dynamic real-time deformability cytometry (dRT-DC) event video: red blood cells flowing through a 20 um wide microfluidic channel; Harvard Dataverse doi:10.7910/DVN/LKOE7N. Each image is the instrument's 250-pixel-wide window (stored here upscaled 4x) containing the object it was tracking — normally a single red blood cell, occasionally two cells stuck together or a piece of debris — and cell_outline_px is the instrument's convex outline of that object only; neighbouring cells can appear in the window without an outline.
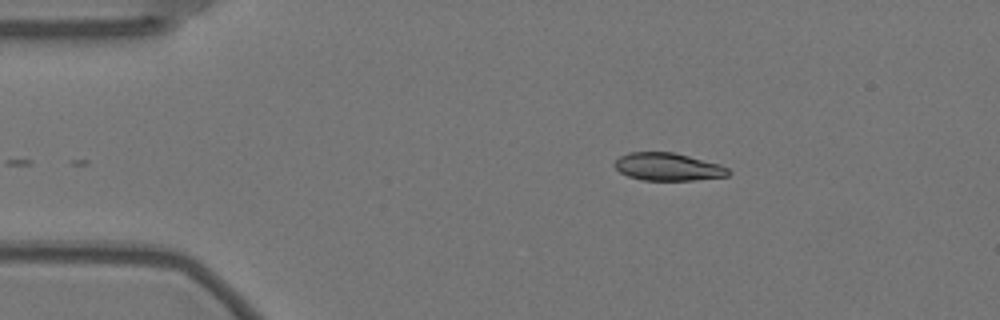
{"species": "Egyptian fruit bat (a non-hibernating species)", "species_latin": "Rousettus aegyptiacus", "temperature_condition": "warm", "stored_images_in_passage": 41, "camera_frame_rate_fps": 3000, "um_per_image_px": 0.085, "animal": {"sex": "female"}, "frame": {"image": 1, "passage_image": 1, "time_ms": 0.0, "image_size_px": [1000, 320], "cell_outline_px": [[732, 172], [728, 176], [692, 180], [644, 180], [628, 176], [620, 172], [612, 164], [620, 156], [628, 152], [672, 152], [720, 164], [728, 168]], "centroid_in_image_um": [56.77, 14.18], "position_along_channel_um": 28.2, "area_um2": 18.32}}
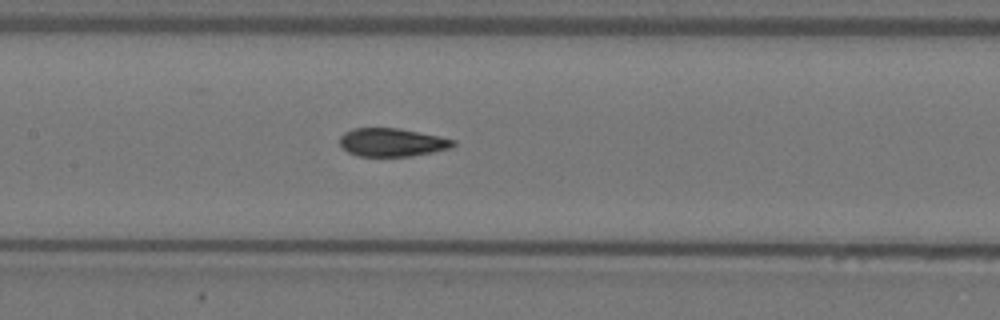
{"frame": {"image": 2, "passage_image": 18, "time_ms": 5.667, "image_size_px": [1000, 320], "cell_outline_px": [[456, 144], [452, 148], [412, 156], [360, 156], [348, 152], [340, 144], [340, 136], [344, 132], [352, 128], [396, 128], [456, 140]], "centroid_in_image_um": [33.31, 12.1], "position_along_channel_um": 174.1, "area_um2": 18.5}}
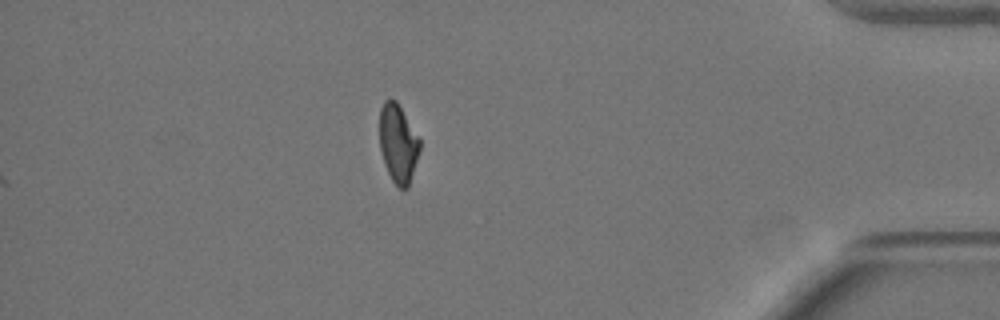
{"frame": {"image": 3, "passage_image": 41, "time_ms": 13.333, "image_size_px": [1000, 320], "cell_outline_px": [[420, 152], [408, 188], [400, 188], [392, 180], [384, 164], [380, 148], [380, 108], [384, 100], [396, 100], [420, 140]], "centroid_in_image_um": [33.84, 12.21], "position_along_channel_um": 401.4, "area_um2": 18.21}, "authors_computed_cell_mechanics": {"area_um2": 19.5942, "velocity_mm_per_s": 3.5259, "shape_relaxation_time_tau1_ms": 5.1915, "shape_relaxation_time_tau2_ms": 1.2787, "deformation_change_tau1": 0.1932, "deformation_change_tau2": 0.0669}}